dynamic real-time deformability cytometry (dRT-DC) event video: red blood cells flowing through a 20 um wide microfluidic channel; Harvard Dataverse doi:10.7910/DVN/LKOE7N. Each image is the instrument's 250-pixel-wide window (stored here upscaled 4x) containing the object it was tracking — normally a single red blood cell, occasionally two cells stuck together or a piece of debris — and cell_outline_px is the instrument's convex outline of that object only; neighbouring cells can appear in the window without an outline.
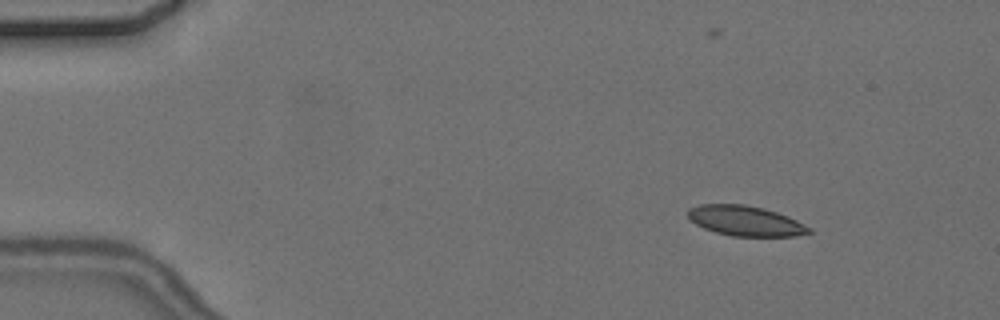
{"species": "common noctule bat (a hibernating species)", "species_latin": "Nyctalus noctula", "temperature_condition": "cold", "stored_images_in_passage": 5, "camera_frame_rate_fps": 3000, "um_per_image_px": 0.085, "animal": {"sex": "female", "body_mass_g": 24.6, "forearm_length_mm": 56.2}, "frame": {"image": 1, "passage_image": 1, "time_ms": 0.0, "image_size_px": [1000, 320], "cell_outline_px": [[812, 232], [796, 236], [732, 236], [716, 232], [704, 228], [688, 220], [688, 208], [700, 204], [744, 204], [764, 208], [788, 216], [812, 228]], "centroid_in_image_um": [63.35, 18.77], "position_along_channel_um": 21.6, "area_um2": 21.33}}